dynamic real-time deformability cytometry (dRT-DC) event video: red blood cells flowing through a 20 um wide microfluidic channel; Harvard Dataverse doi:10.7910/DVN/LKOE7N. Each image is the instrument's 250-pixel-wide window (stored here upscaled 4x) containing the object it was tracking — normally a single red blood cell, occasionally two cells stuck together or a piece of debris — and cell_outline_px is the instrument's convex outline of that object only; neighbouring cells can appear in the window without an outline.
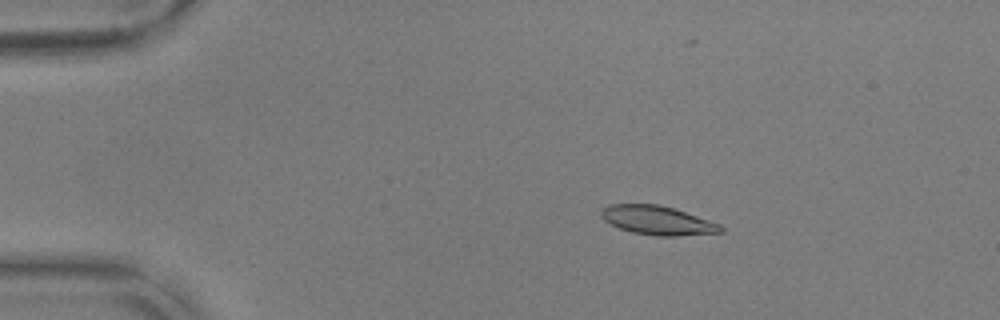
{"species": "common noctule bat (a hibernating species)", "species_latin": "Nyctalus noctula", "temperature_condition": "warm", "stored_images_in_passage": 55, "camera_frame_rate_fps": 3000, "um_per_image_px": 0.085, "animal": {"sex": "male", "body_mass_g": 17.9, "forearm_length_mm": 54.2}, "frame": {"image": 1, "passage_image": 10, "time_ms": 3.0, "image_size_px": [1000, 320], "cell_outline_px": [[724, 232], [676, 236], [656, 236], [632, 232], [620, 228], [604, 220], [600, 216], [600, 212], [608, 204], [660, 204], [720, 224], [724, 228]], "centroid_in_image_um": [55.88, 18.73], "position_along_channel_um": 29.1, "area_um2": 20.0}}
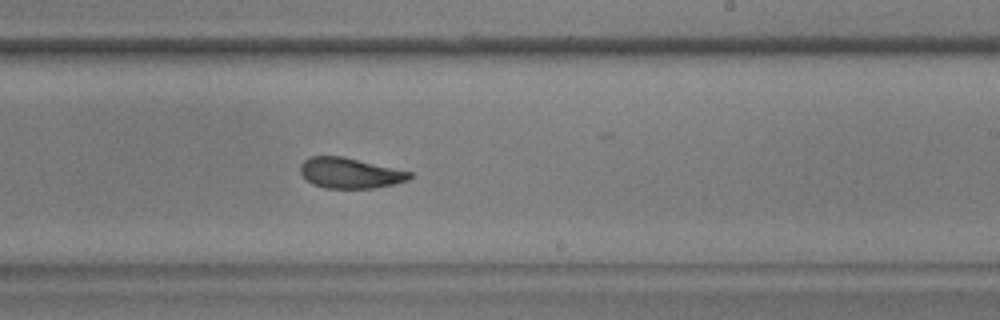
{"frame": {"image": 2, "passage_image": 34, "time_ms": 11.0, "image_size_px": [1000, 320], "cell_outline_px": [[412, 176], [408, 180], [396, 184], [376, 188], [324, 188], [312, 184], [300, 172], [300, 164], [304, 160], [312, 156], [344, 156], [412, 172]], "centroid_in_image_um": [29.76, 14.71], "position_along_channel_um": 259.2, "area_um2": 19.54}}
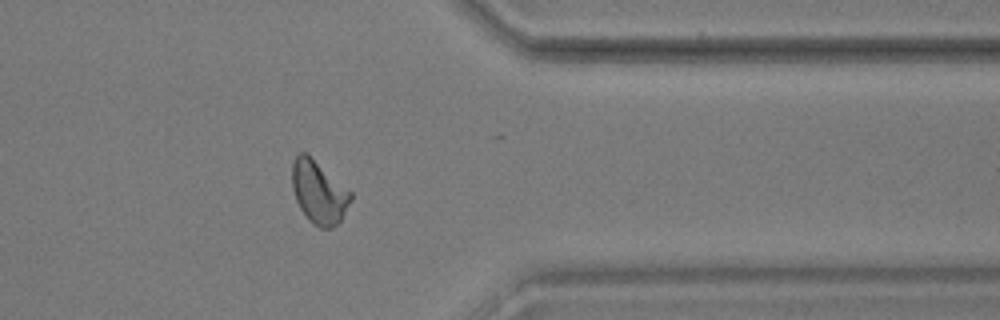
{"frame": {"image": 3, "passage_image": 45, "time_ms": 14.667, "image_size_px": [1000, 320], "cell_outline_px": [[352, 200], [340, 220], [332, 228], [320, 228], [312, 224], [308, 220], [300, 208], [296, 200], [292, 188], [292, 164], [296, 156], [300, 152], [304, 152], [352, 192]], "centroid_in_image_um": [27.09, 16.37], "position_along_channel_um": 384.3, "area_um2": 21.15}, "authors_computed_cell_mechanics": {"area_um2": 20.3456, "velocity_mm_per_s": 3.6706, "shape_relaxation_time_tau1_ms": 5.306, "shape_relaxation_time_tau2_ms": 1.9314, "deformation_change_tau1": 0.1548, "deformation_change_tau2": 0.0789}}